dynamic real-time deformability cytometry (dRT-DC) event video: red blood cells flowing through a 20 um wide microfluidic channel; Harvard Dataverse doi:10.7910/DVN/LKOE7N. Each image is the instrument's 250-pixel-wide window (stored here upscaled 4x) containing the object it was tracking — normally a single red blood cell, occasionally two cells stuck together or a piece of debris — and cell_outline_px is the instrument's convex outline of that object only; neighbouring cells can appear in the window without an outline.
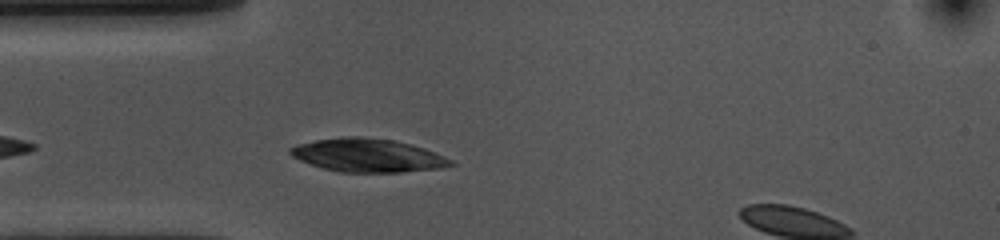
{"species": "common noctule bat (a hibernating species)", "species_latin": "Nyctalus noctula", "temperature_condition": "cold", "stored_images_in_passage": 33, "camera_frame_rate_fps": 3000, "um_per_image_px": 0.085, "animal": {"sex": "female", "body_mass_g": 10.0, "forearm_length_mm": 53.1}, "frame": {"image": 1, "passage_image": 5, "time_ms": 1.333, "image_size_px": [1000, 240], "cell_outline_px": [[456, 164], [440, 168], [400, 172], [340, 172], [324, 168], [300, 160], [292, 156], [288, 152], [288, 148], [296, 144], [316, 140], [344, 136], [360, 136], [396, 140], [412, 144], [436, 152], [452, 160]], "centroid_in_image_um": [31.26, 13.19], "position_along_channel_um": 53.7, "area_um2": 31.27}}
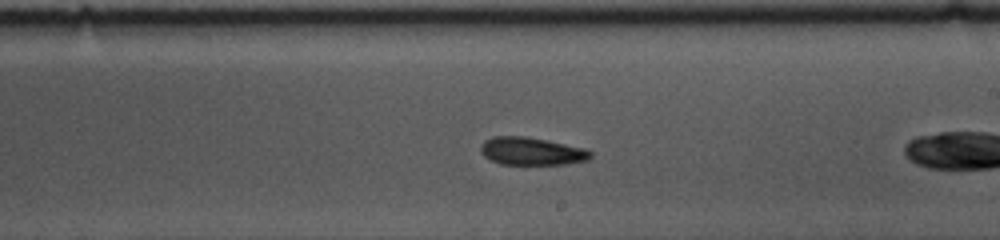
{"frame": {"image": 2, "passage_image": 18, "time_ms": 5.667, "image_size_px": [1000, 240], "cell_outline_px": [[592, 156], [588, 160], [564, 164], [500, 164], [484, 156], [480, 152], [480, 144], [484, 140], [492, 136], [524, 136], [548, 140], [588, 148], [592, 152]], "centroid_in_image_um": [45.2, 12.84], "position_along_channel_um": 243.8, "area_um2": 18.03}}
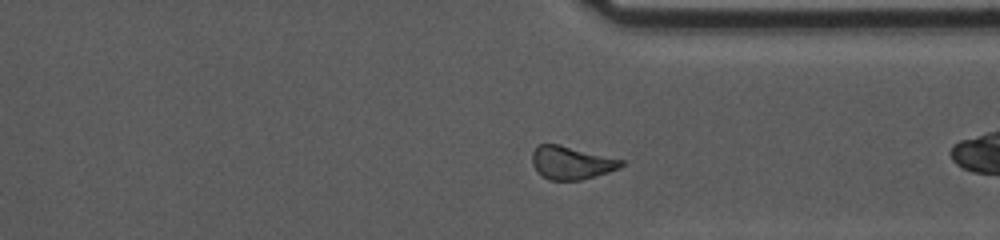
{"frame": {"image": 3, "passage_image": 28, "time_ms": 9.0, "image_size_px": [1000, 240], "cell_outline_px": [[624, 164], [620, 168], [608, 172], [580, 180], [548, 180], [540, 176], [536, 172], [532, 164], [532, 152], [536, 144], [560, 144], [624, 160]], "centroid_in_image_um": [48.52, 13.83], "position_along_channel_um": 362.9, "area_um2": 17.4}, "authors_computed_cell_mechanics": {"area_um2": 17.8602, "velocity_mm_per_s": 3.5859, "shape_relaxation_time_tau1_ms": 5.6701, "shape_relaxation_time_tau2_ms": 3.3157, "deformation_change_tau1": 0.14, "deformation_change_tau2": 0.1067}}